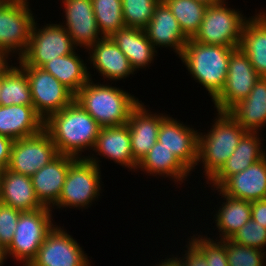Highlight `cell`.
Segmentation results:
<instances>
[{
  "instance_id": "obj_6",
  "label": "cell",
  "mask_w": 266,
  "mask_h": 266,
  "mask_svg": "<svg viewBox=\"0 0 266 266\" xmlns=\"http://www.w3.org/2000/svg\"><path fill=\"white\" fill-rule=\"evenodd\" d=\"M52 210L44 206L20 213L13 239L4 252L6 259L11 256L23 266L30 265L47 234L55 226L52 221Z\"/></svg>"
},
{
  "instance_id": "obj_3",
  "label": "cell",
  "mask_w": 266,
  "mask_h": 266,
  "mask_svg": "<svg viewBox=\"0 0 266 266\" xmlns=\"http://www.w3.org/2000/svg\"><path fill=\"white\" fill-rule=\"evenodd\" d=\"M236 48L196 42L192 38L179 56L189 74L201 84L212 101L225 86L231 53Z\"/></svg>"
},
{
  "instance_id": "obj_34",
  "label": "cell",
  "mask_w": 266,
  "mask_h": 266,
  "mask_svg": "<svg viewBox=\"0 0 266 266\" xmlns=\"http://www.w3.org/2000/svg\"><path fill=\"white\" fill-rule=\"evenodd\" d=\"M161 0H121L125 26L144 29Z\"/></svg>"
},
{
  "instance_id": "obj_37",
  "label": "cell",
  "mask_w": 266,
  "mask_h": 266,
  "mask_svg": "<svg viewBox=\"0 0 266 266\" xmlns=\"http://www.w3.org/2000/svg\"><path fill=\"white\" fill-rule=\"evenodd\" d=\"M230 240L237 244L257 248L265 252L266 228L251 218L230 238Z\"/></svg>"
},
{
  "instance_id": "obj_44",
  "label": "cell",
  "mask_w": 266,
  "mask_h": 266,
  "mask_svg": "<svg viewBox=\"0 0 266 266\" xmlns=\"http://www.w3.org/2000/svg\"><path fill=\"white\" fill-rule=\"evenodd\" d=\"M2 76H3V59H0V86L2 83Z\"/></svg>"
},
{
  "instance_id": "obj_4",
  "label": "cell",
  "mask_w": 266,
  "mask_h": 266,
  "mask_svg": "<svg viewBox=\"0 0 266 266\" xmlns=\"http://www.w3.org/2000/svg\"><path fill=\"white\" fill-rule=\"evenodd\" d=\"M208 133L199 132L198 163L208 183L225 165L247 132L229 112L217 111L216 119Z\"/></svg>"
},
{
  "instance_id": "obj_26",
  "label": "cell",
  "mask_w": 266,
  "mask_h": 266,
  "mask_svg": "<svg viewBox=\"0 0 266 266\" xmlns=\"http://www.w3.org/2000/svg\"><path fill=\"white\" fill-rule=\"evenodd\" d=\"M110 38L128 58L134 71L149 67L157 56V50L147 38L144 29L125 26L114 32Z\"/></svg>"
},
{
  "instance_id": "obj_33",
  "label": "cell",
  "mask_w": 266,
  "mask_h": 266,
  "mask_svg": "<svg viewBox=\"0 0 266 266\" xmlns=\"http://www.w3.org/2000/svg\"><path fill=\"white\" fill-rule=\"evenodd\" d=\"M97 26L103 37L125 27L121 0H91Z\"/></svg>"
},
{
  "instance_id": "obj_14",
  "label": "cell",
  "mask_w": 266,
  "mask_h": 266,
  "mask_svg": "<svg viewBox=\"0 0 266 266\" xmlns=\"http://www.w3.org/2000/svg\"><path fill=\"white\" fill-rule=\"evenodd\" d=\"M157 141L171 151L190 172L199 165V132L194 128L167 115L160 124Z\"/></svg>"
},
{
  "instance_id": "obj_25",
  "label": "cell",
  "mask_w": 266,
  "mask_h": 266,
  "mask_svg": "<svg viewBox=\"0 0 266 266\" xmlns=\"http://www.w3.org/2000/svg\"><path fill=\"white\" fill-rule=\"evenodd\" d=\"M228 112L244 130H263L262 127L266 126V77H260L250 94Z\"/></svg>"
},
{
  "instance_id": "obj_31",
  "label": "cell",
  "mask_w": 266,
  "mask_h": 266,
  "mask_svg": "<svg viewBox=\"0 0 266 266\" xmlns=\"http://www.w3.org/2000/svg\"><path fill=\"white\" fill-rule=\"evenodd\" d=\"M13 104L33 105L30 83L26 72L20 66L10 65L9 59H3L0 106Z\"/></svg>"
},
{
  "instance_id": "obj_23",
  "label": "cell",
  "mask_w": 266,
  "mask_h": 266,
  "mask_svg": "<svg viewBox=\"0 0 266 266\" xmlns=\"http://www.w3.org/2000/svg\"><path fill=\"white\" fill-rule=\"evenodd\" d=\"M259 132L247 131L239 141L238 146L227 159L222 169L207 183L216 189L230 176L239 173L262 159L266 152L262 147Z\"/></svg>"
},
{
  "instance_id": "obj_30",
  "label": "cell",
  "mask_w": 266,
  "mask_h": 266,
  "mask_svg": "<svg viewBox=\"0 0 266 266\" xmlns=\"http://www.w3.org/2000/svg\"><path fill=\"white\" fill-rule=\"evenodd\" d=\"M224 199L214 216L216 227L219 230V240L230 239L236 232L251 219V202L229 197L218 188L213 189Z\"/></svg>"
},
{
  "instance_id": "obj_13",
  "label": "cell",
  "mask_w": 266,
  "mask_h": 266,
  "mask_svg": "<svg viewBox=\"0 0 266 266\" xmlns=\"http://www.w3.org/2000/svg\"><path fill=\"white\" fill-rule=\"evenodd\" d=\"M82 246L55 224L29 266H91Z\"/></svg>"
},
{
  "instance_id": "obj_16",
  "label": "cell",
  "mask_w": 266,
  "mask_h": 266,
  "mask_svg": "<svg viewBox=\"0 0 266 266\" xmlns=\"http://www.w3.org/2000/svg\"><path fill=\"white\" fill-rule=\"evenodd\" d=\"M166 116L159 112L152 113L142 101L131 111L127 125L133 158L138 163L157 142L160 124Z\"/></svg>"
},
{
  "instance_id": "obj_43",
  "label": "cell",
  "mask_w": 266,
  "mask_h": 266,
  "mask_svg": "<svg viewBox=\"0 0 266 266\" xmlns=\"http://www.w3.org/2000/svg\"><path fill=\"white\" fill-rule=\"evenodd\" d=\"M195 1L200 2L206 6H214L221 3L223 0H195Z\"/></svg>"
},
{
  "instance_id": "obj_35",
  "label": "cell",
  "mask_w": 266,
  "mask_h": 266,
  "mask_svg": "<svg viewBox=\"0 0 266 266\" xmlns=\"http://www.w3.org/2000/svg\"><path fill=\"white\" fill-rule=\"evenodd\" d=\"M220 241L225 245L229 266H266V252L237 244L230 239Z\"/></svg>"
},
{
  "instance_id": "obj_18",
  "label": "cell",
  "mask_w": 266,
  "mask_h": 266,
  "mask_svg": "<svg viewBox=\"0 0 266 266\" xmlns=\"http://www.w3.org/2000/svg\"><path fill=\"white\" fill-rule=\"evenodd\" d=\"M144 31L155 49L160 46L173 48L178 57L188 42V38L182 32L177 19L163 0L156 6L153 17Z\"/></svg>"
},
{
  "instance_id": "obj_2",
  "label": "cell",
  "mask_w": 266,
  "mask_h": 266,
  "mask_svg": "<svg viewBox=\"0 0 266 266\" xmlns=\"http://www.w3.org/2000/svg\"><path fill=\"white\" fill-rule=\"evenodd\" d=\"M101 127L126 125L139 99L121 88L94 83L92 79L74 99Z\"/></svg>"
},
{
  "instance_id": "obj_40",
  "label": "cell",
  "mask_w": 266,
  "mask_h": 266,
  "mask_svg": "<svg viewBox=\"0 0 266 266\" xmlns=\"http://www.w3.org/2000/svg\"><path fill=\"white\" fill-rule=\"evenodd\" d=\"M14 140L0 135V169L4 170L7 168L10 160L12 145Z\"/></svg>"
},
{
  "instance_id": "obj_1",
  "label": "cell",
  "mask_w": 266,
  "mask_h": 266,
  "mask_svg": "<svg viewBox=\"0 0 266 266\" xmlns=\"http://www.w3.org/2000/svg\"><path fill=\"white\" fill-rule=\"evenodd\" d=\"M44 129L52 138L59 154L83 158L82 152L93 150L101 126L75 100L52 114Z\"/></svg>"
},
{
  "instance_id": "obj_24",
  "label": "cell",
  "mask_w": 266,
  "mask_h": 266,
  "mask_svg": "<svg viewBox=\"0 0 266 266\" xmlns=\"http://www.w3.org/2000/svg\"><path fill=\"white\" fill-rule=\"evenodd\" d=\"M44 129V120L33 105L0 106V135L19 140L38 134Z\"/></svg>"
},
{
  "instance_id": "obj_10",
  "label": "cell",
  "mask_w": 266,
  "mask_h": 266,
  "mask_svg": "<svg viewBox=\"0 0 266 266\" xmlns=\"http://www.w3.org/2000/svg\"><path fill=\"white\" fill-rule=\"evenodd\" d=\"M28 77L33 107L44 122L70 105L75 95L41 67L20 66Z\"/></svg>"
},
{
  "instance_id": "obj_21",
  "label": "cell",
  "mask_w": 266,
  "mask_h": 266,
  "mask_svg": "<svg viewBox=\"0 0 266 266\" xmlns=\"http://www.w3.org/2000/svg\"><path fill=\"white\" fill-rule=\"evenodd\" d=\"M113 162L135 171L138 162L133 158L128 125L101 127L93 150Z\"/></svg>"
},
{
  "instance_id": "obj_41",
  "label": "cell",
  "mask_w": 266,
  "mask_h": 266,
  "mask_svg": "<svg viewBox=\"0 0 266 266\" xmlns=\"http://www.w3.org/2000/svg\"><path fill=\"white\" fill-rule=\"evenodd\" d=\"M251 218L266 228V199L251 202Z\"/></svg>"
},
{
  "instance_id": "obj_32",
  "label": "cell",
  "mask_w": 266,
  "mask_h": 266,
  "mask_svg": "<svg viewBox=\"0 0 266 266\" xmlns=\"http://www.w3.org/2000/svg\"><path fill=\"white\" fill-rule=\"evenodd\" d=\"M177 19L184 35L191 39L198 32L207 6L195 0H163Z\"/></svg>"
},
{
  "instance_id": "obj_12",
  "label": "cell",
  "mask_w": 266,
  "mask_h": 266,
  "mask_svg": "<svg viewBox=\"0 0 266 266\" xmlns=\"http://www.w3.org/2000/svg\"><path fill=\"white\" fill-rule=\"evenodd\" d=\"M58 154L52 138L43 129L38 134L14 140L7 169L31 177Z\"/></svg>"
},
{
  "instance_id": "obj_9",
  "label": "cell",
  "mask_w": 266,
  "mask_h": 266,
  "mask_svg": "<svg viewBox=\"0 0 266 266\" xmlns=\"http://www.w3.org/2000/svg\"><path fill=\"white\" fill-rule=\"evenodd\" d=\"M34 22L25 54L17 59L19 66L42 67L59 56L69 55L77 49L62 24H46L38 28Z\"/></svg>"
},
{
  "instance_id": "obj_38",
  "label": "cell",
  "mask_w": 266,
  "mask_h": 266,
  "mask_svg": "<svg viewBox=\"0 0 266 266\" xmlns=\"http://www.w3.org/2000/svg\"><path fill=\"white\" fill-rule=\"evenodd\" d=\"M22 211L0 203V242L6 249L11 243Z\"/></svg>"
},
{
  "instance_id": "obj_7",
  "label": "cell",
  "mask_w": 266,
  "mask_h": 266,
  "mask_svg": "<svg viewBox=\"0 0 266 266\" xmlns=\"http://www.w3.org/2000/svg\"><path fill=\"white\" fill-rule=\"evenodd\" d=\"M29 7L28 0L0 1V59L25 54L35 22Z\"/></svg>"
},
{
  "instance_id": "obj_19",
  "label": "cell",
  "mask_w": 266,
  "mask_h": 266,
  "mask_svg": "<svg viewBox=\"0 0 266 266\" xmlns=\"http://www.w3.org/2000/svg\"><path fill=\"white\" fill-rule=\"evenodd\" d=\"M218 189L246 201L266 199V155L245 170L228 177Z\"/></svg>"
},
{
  "instance_id": "obj_46",
  "label": "cell",
  "mask_w": 266,
  "mask_h": 266,
  "mask_svg": "<svg viewBox=\"0 0 266 266\" xmlns=\"http://www.w3.org/2000/svg\"><path fill=\"white\" fill-rule=\"evenodd\" d=\"M0 251H2L3 253L5 252V248L1 245V242H0Z\"/></svg>"
},
{
  "instance_id": "obj_22",
  "label": "cell",
  "mask_w": 266,
  "mask_h": 266,
  "mask_svg": "<svg viewBox=\"0 0 266 266\" xmlns=\"http://www.w3.org/2000/svg\"><path fill=\"white\" fill-rule=\"evenodd\" d=\"M0 203L22 212L44 207L37 199L31 177L7 168L0 173Z\"/></svg>"
},
{
  "instance_id": "obj_11",
  "label": "cell",
  "mask_w": 266,
  "mask_h": 266,
  "mask_svg": "<svg viewBox=\"0 0 266 266\" xmlns=\"http://www.w3.org/2000/svg\"><path fill=\"white\" fill-rule=\"evenodd\" d=\"M260 77L248 56L240 47L236 48L230 55L225 86L212 101L214 108L220 112H228L250 94Z\"/></svg>"
},
{
  "instance_id": "obj_42",
  "label": "cell",
  "mask_w": 266,
  "mask_h": 266,
  "mask_svg": "<svg viewBox=\"0 0 266 266\" xmlns=\"http://www.w3.org/2000/svg\"><path fill=\"white\" fill-rule=\"evenodd\" d=\"M173 257L162 259L164 261H161L159 264H156V266H180L179 262L174 257L175 255H172ZM155 266V265H154Z\"/></svg>"
},
{
  "instance_id": "obj_20",
  "label": "cell",
  "mask_w": 266,
  "mask_h": 266,
  "mask_svg": "<svg viewBox=\"0 0 266 266\" xmlns=\"http://www.w3.org/2000/svg\"><path fill=\"white\" fill-rule=\"evenodd\" d=\"M88 50L90 65L107 81L124 80L135 72L128 58L110 37H103Z\"/></svg>"
},
{
  "instance_id": "obj_36",
  "label": "cell",
  "mask_w": 266,
  "mask_h": 266,
  "mask_svg": "<svg viewBox=\"0 0 266 266\" xmlns=\"http://www.w3.org/2000/svg\"><path fill=\"white\" fill-rule=\"evenodd\" d=\"M188 240L204 256L208 266H229L225 245L217 237L213 240L206 235H193Z\"/></svg>"
},
{
  "instance_id": "obj_27",
  "label": "cell",
  "mask_w": 266,
  "mask_h": 266,
  "mask_svg": "<svg viewBox=\"0 0 266 266\" xmlns=\"http://www.w3.org/2000/svg\"><path fill=\"white\" fill-rule=\"evenodd\" d=\"M240 48L255 71L266 77V11H259L244 24Z\"/></svg>"
},
{
  "instance_id": "obj_29",
  "label": "cell",
  "mask_w": 266,
  "mask_h": 266,
  "mask_svg": "<svg viewBox=\"0 0 266 266\" xmlns=\"http://www.w3.org/2000/svg\"><path fill=\"white\" fill-rule=\"evenodd\" d=\"M86 62L76 52L59 56L46 62L41 68L53 75L59 82L68 88L74 95L92 79Z\"/></svg>"
},
{
  "instance_id": "obj_28",
  "label": "cell",
  "mask_w": 266,
  "mask_h": 266,
  "mask_svg": "<svg viewBox=\"0 0 266 266\" xmlns=\"http://www.w3.org/2000/svg\"><path fill=\"white\" fill-rule=\"evenodd\" d=\"M137 170L156 177L159 175L160 177L171 178L180 185L191 174L178 158L171 151L161 146L158 141L138 163Z\"/></svg>"
},
{
  "instance_id": "obj_8",
  "label": "cell",
  "mask_w": 266,
  "mask_h": 266,
  "mask_svg": "<svg viewBox=\"0 0 266 266\" xmlns=\"http://www.w3.org/2000/svg\"><path fill=\"white\" fill-rule=\"evenodd\" d=\"M226 0L207 6L198 32L192 38L196 42L239 48L242 30L248 20L239 9L228 7Z\"/></svg>"
},
{
  "instance_id": "obj_39",
  "label": "cell",
  "mask_w": 266,
  "mask_h": 266,
  "mask_svg": "<svg viewBox=\"0 0 266 266\" xmlns=\"http://www.w3.org/2000/svg\"><path fill=\"white\" fill-rule=\"evenodd\" d=\"M182 257H175L180 266H208L204 256L188 241Z\"/></svg>"
},
{
  "instance_id": "obj_45",
  "label": "cell",
  "mask_w": 266,
  "mask_h": 266,
  "mask_svg": "<svg viewBox=\"0 0 266 266\" xmlns=\"http://www.w3.org/2000/svg\"><path fill=\"white\" fill-rule=\"evenodd\" d=\"M6 261V258H5V254L0 251V266H3L4 265V262Z\"/></svg>"
},
{
  "instance_id": "obj_5",
  "label": "cell",
  "mask_w": 266,
  "mask_h": 266,
  "mask_svg": "<svg viewBox=\"0 0 266 266\" xmlns=\"http://www.w3.org/2000/svg\"><path fill=\"white\" fill-rule=\"evenodd\" d=\"M76 158L69 166L64 185L58 202L54 205L59 208L89 207L99 198L101 191L100 160L94 156ZM96 157V158H95Z\"/></svg>"
},
{
  "instance_id": "obj_17",
  "label": "cell",
  "mask_w": 266,
  "mask_h": 266,
  "mask_svg": "<svg viewBox=\"0 0 266 266\" xmlns=\"http://www.w3.org/2000/svg\"><path fill=\"white\" fill-rule=\"evenodd\" d=\"M76 157L58 154L47 165L31 176L32 185L39 202L54 209L58 202L70 164Z\"/></svg>"
},
{
  "instance_id": "obj_15",
  "label": "cell",
  "mask_w": 266,
  "mask_h": 266,
  "mask_svg": "<svg viewBox=\"0 0 266 266\" xmlns=\"http://www.w3.org/2000/svg\"><path fill=\"white\" fill-rule=\"evenodd\" d=\"M65 25L73 43L78 47L88 49L103 36L100 33L94 16L91 0H61ZM65 9V10H64ZM100 36V37H99Z\"/></svg>"
}]
</instances>
